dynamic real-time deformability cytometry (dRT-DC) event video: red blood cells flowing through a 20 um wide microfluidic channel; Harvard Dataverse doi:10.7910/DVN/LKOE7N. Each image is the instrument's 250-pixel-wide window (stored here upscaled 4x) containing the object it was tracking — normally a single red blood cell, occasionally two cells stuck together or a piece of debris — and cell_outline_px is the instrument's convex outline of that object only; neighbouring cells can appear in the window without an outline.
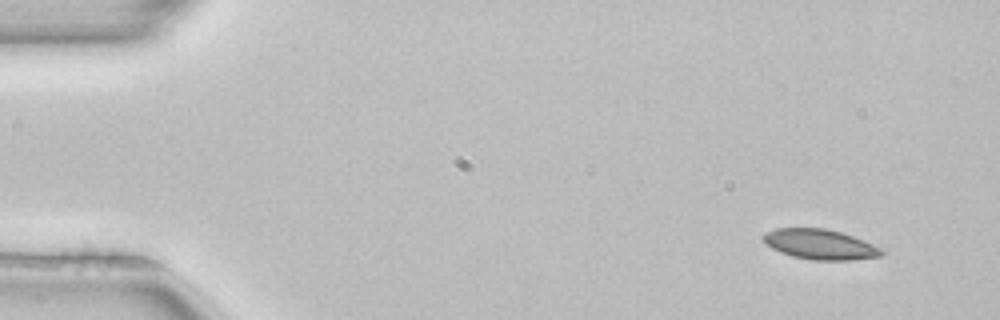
{"species": "common noctule bat (a hibernating species)", "species_latin": "Nyctalus noctula", "temperature_condition": "room temperature", "stored_images_in_passage": 3, "camera_frame_rate_fps": 3000, "um_per_image_px": 0.085, "animal": {"sex": "female", "body_mass_g": 22.7, "forearm_length_mm": 54.2}, "frame": {"image": 1, "passage_image": 1, "time_ms": 0.0, "image_size_px": [1000, 320], "cell_outline_px": [[884, 252], [880, 256], [852, 260], [812, 260], [792, 256], [780, 252], [764, 244], [760, 236], [764, 232], [776, 228], [824, 228], [840, 232], [852, 236], [872, 244], [880, 248]], "centroid_in_image_um": [69.62, 20.77], "position_along_channel_um": 15.4, "area_um2": 20.81}}